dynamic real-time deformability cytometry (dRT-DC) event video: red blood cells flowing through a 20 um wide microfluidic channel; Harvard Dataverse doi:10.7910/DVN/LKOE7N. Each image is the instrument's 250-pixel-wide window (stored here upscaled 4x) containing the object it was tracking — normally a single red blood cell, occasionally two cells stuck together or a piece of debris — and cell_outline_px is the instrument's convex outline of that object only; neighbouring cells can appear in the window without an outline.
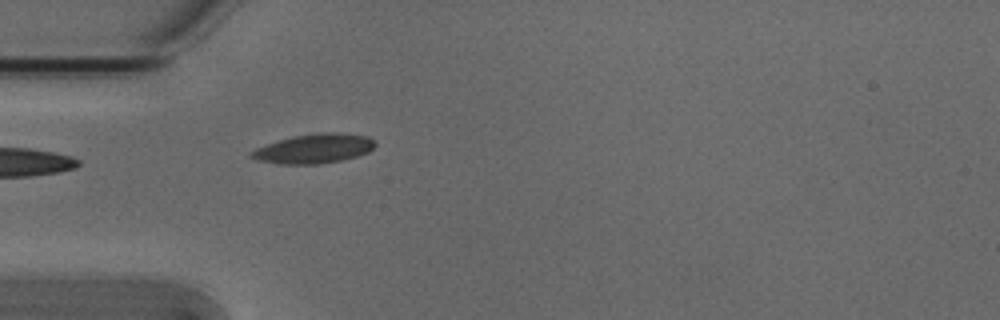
{"species": "Egyptian fruit bat (a non-hibernating species)", "species_latin": "Rousettus aegyptiacus", "temperature_condition": "cold", "stored_images_in_passage": 5, "camera_frame_rate_fps": 3000, "um_per_image_px": 0.085, "animal": {"sex": "male"}, "frame": {"image": 1, "passage_image": 5, "time_ms": 1.333, "image_size_px": [1000, 320], "cell_outline_px": [[376, 144], [368, 152], [356, 156], [340, 160], [316, 164], [284, 164], [256, 160], [248, 156], [248, 152], [256, 148], [292, 136], [320, 132], [340, 132], [368, 136]], "centroid_in_image_um": [26.67, 12.62], "position_along_channel_um": 58.3, "area_um2": 21.1}}